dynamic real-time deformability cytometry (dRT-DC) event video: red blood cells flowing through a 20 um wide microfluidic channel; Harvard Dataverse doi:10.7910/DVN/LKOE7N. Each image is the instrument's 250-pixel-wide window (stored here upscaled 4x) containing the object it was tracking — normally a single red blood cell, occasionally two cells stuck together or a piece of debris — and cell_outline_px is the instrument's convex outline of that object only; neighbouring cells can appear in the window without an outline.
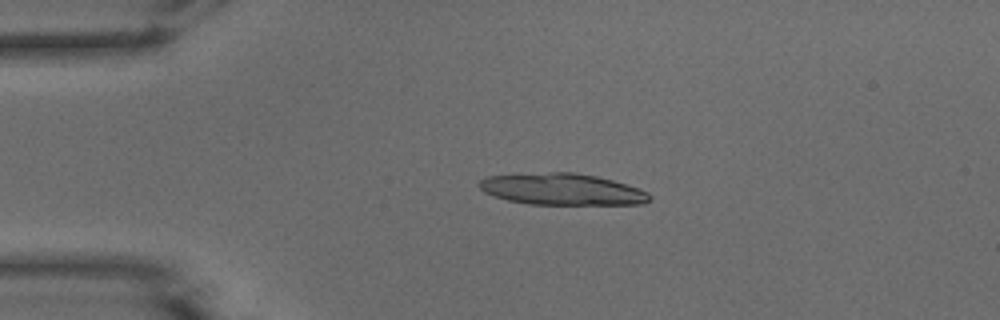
{"species": "common noctule bat (a hibernating species)", "species_latin": "Nyctalus noctula", "temperature_condition": "warm", "stored_images_in_passage": 16, "camera_frame_rate_fps": 3000, "um_per_image_px": 0.085, "animal": {"sex": "male", "body_mass_g": 15.6}, "frame": {"image": 1, "passage_image": 11, "time_ms": 3.333, "image_size_px": [1000, 320], "cell_outline_px": [[652, 196], [644, 204], [528, 204], [508, 200], [492, 196], [484, 192], [476, 184], [484, 176], [552, 172], [576, 172], [596, 176], [612, 180], [648, 192]], "centroid_in_image_um": [47.71, 16.08], "position_along_channel_um": 37.3, "area_um2": 31.27}}